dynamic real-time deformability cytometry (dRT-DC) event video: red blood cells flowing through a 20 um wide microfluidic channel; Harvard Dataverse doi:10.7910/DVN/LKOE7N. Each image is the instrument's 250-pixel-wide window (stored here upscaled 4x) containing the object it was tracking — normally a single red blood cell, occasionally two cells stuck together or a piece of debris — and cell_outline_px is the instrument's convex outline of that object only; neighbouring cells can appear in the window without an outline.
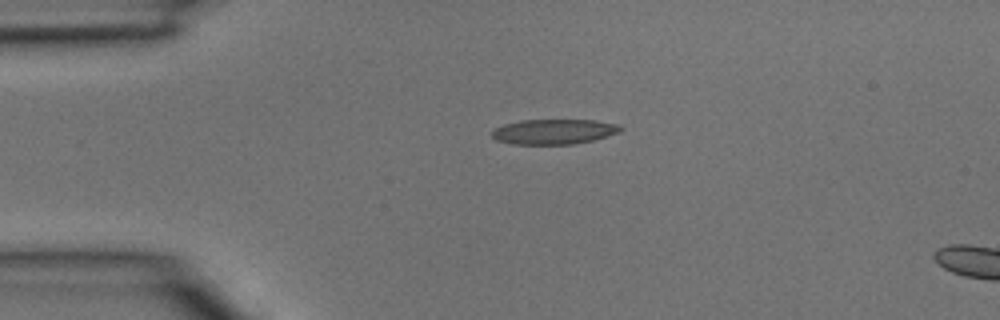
{"species": "common noctule bat (a hibernating species)", "species_latin": "Nyctalus noctula", "temperature_condition": "room temperature", "stored_images_in_passage": 4, "camera_frame_rate_fps": 3000, "um_per_image_px": 0.085, "animal": {"sex": "male", "body_mass_g": 15.6}, "frame": {"image": 1, "passage_image": 4, "time_ms": 1.0, "image_size_px": [1000, 320], "cell_outline_px": [[624, 128], [620, 132], [592, 140], [572, 144], [512, 144], [496, 140], [492, 136], [492, 132], [496, 128], [504, 124], [520, 120], [596, 120], [620, 124]], "centroid_in_image_um": [47.11, 11.18], "position_along_channel_um": 37.9, "area_um2": 18.79}}